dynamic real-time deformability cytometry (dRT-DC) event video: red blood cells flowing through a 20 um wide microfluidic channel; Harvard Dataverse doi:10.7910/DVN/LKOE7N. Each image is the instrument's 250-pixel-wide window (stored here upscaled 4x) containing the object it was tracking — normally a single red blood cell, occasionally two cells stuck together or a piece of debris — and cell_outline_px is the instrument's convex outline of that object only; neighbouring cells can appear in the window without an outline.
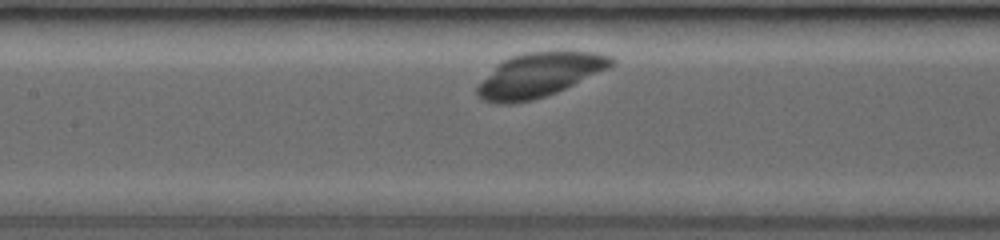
{"species": "common noctule bat (a hibernating species)", "species_latin": "Nyctalus noctula", "temperature_condition": "room temperature", "stored_images_in_passage": 10, "camera_frame_rate_fps": 3000, "um_per_image_px": 0.085, "animal": {"sex": "female", "body_mass_g": 19.0, "forearm_length_mm": 53.3}, "frame": {"image": 1, "passage_image": 9, "time_ms": 2.667, "image_size_px": [1000, 240], "cell_outline_px": [[616, 64], [608, 68], [556, 92], [532, 100], [512, 104], [496, 104], [484, 100], [476, 92], [476, 88], [496, 64], [500, 60], [524, 52], [596, 52], [612, 56], [616, 60]], "centroid_in_image_um": [45.83, 6.36], "position_along_channel_um": 161.6, "area_um2": 34.22}}